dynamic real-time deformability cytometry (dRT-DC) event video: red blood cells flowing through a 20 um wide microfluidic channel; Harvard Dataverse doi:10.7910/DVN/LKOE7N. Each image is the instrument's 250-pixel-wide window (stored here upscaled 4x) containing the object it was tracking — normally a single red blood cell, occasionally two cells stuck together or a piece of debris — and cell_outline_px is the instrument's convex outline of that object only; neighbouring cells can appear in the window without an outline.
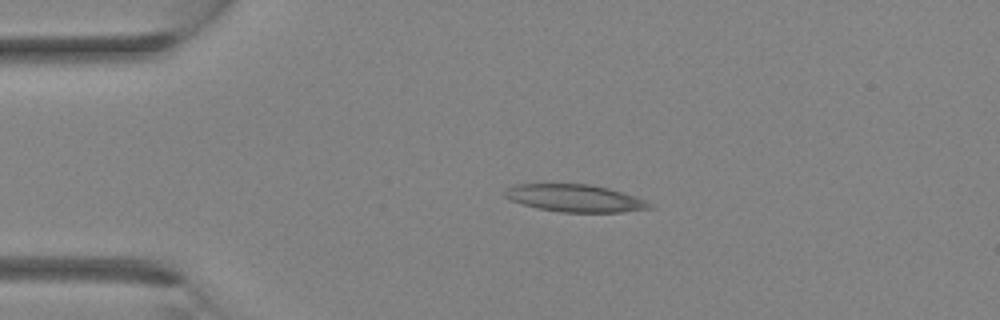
{"species": "Egyptian fruit bat (a non-hibernating species)", "species_latin": "Rousettus aegyptiacus", "temperature_condition": "room temperature", "stored_images_in_passage": 3, "camera_frame_rate_fps": 3000, "um_per_image_px": 0.085, "animal": {"sex": "female"}, "frame": {"image": 1, "passage_image": 2, "time_ms": 0.333, "image_size_px": [1000, 320], "cell_outline_px": [[656, 208], [620, 212], [560, 212], [536, 208], [512, 200], [504, 196], [504, 192], [508, 188], [516, 184], [588, 184], [608, 188], [644, 200], [652, 204]], "centroid_in_image_um": [48.87, 16.85], "position_along_channel_um": 36.1, "area_um2": 22.83}}